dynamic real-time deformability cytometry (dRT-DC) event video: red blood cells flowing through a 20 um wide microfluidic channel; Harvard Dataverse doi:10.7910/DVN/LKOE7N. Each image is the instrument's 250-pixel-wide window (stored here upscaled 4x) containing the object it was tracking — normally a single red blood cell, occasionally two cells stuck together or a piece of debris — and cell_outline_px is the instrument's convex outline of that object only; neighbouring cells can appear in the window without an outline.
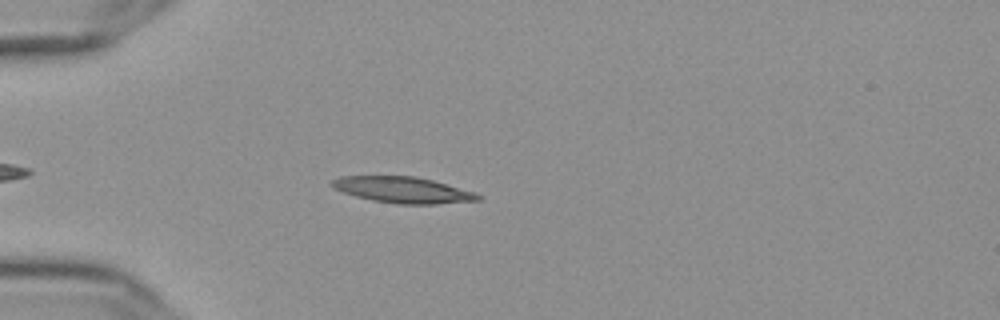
{"species": "Egyptian fruit bat (a non-hibernating species)", "species_latin": "Rousettus aegyptiacus", "temperature_condition": "cold", "stored_images_in_passage": 48, "camera_frame_rate_fps": 3000, "um_per_image_px": 0.085, "frame": {"image": 1, "passage_image": 8, "time_ms": 2.333, "image_size_px": [1000, 320], "cell_outline_px": [[480, 200], [436, 204], [396, 204], [372, 200], [356, 196], [332, 188], [328, 184], [332, 180], [344, 176], [412, 176], [432, 180], [476, 192], [480, 196]], "centroid_in_image_um": [34.23, 16.14], "position_along_channel_um": 50.8, "area_um2": 22.14}}
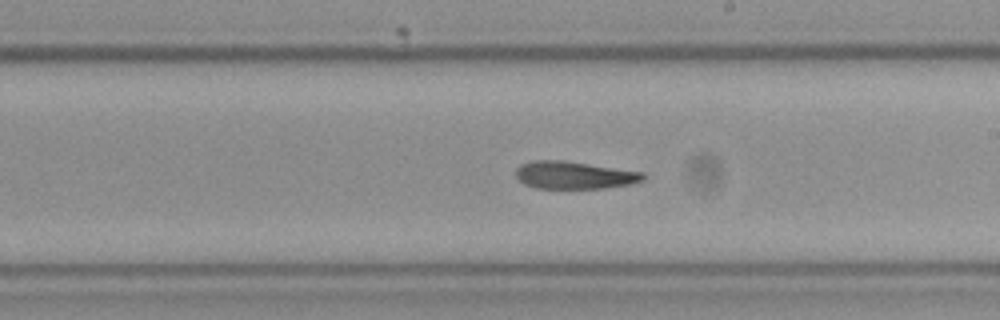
{"frame": {"image": 2, "passage_image": 25, "time_ms": 8.0, "image_size_px": [1000, 320], "cell_outline_px": [[644, 180], [632, 184], [604, 188], [536, 188], [524, 184], [516, 176], [516, 168], [520, 164], [532, 160], [564, 160], [644, 172]], "centroid_in_image_um": [48.8, 14.88], "position_along_channel_um": 240.2, "area_um2": 20.52}}
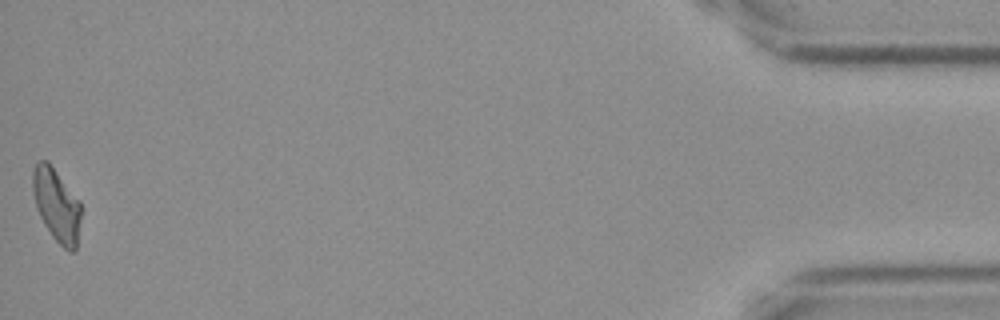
{"frame": {"image": 3, "passage_image": 48, "time_ms": 15.667, "image_size_px": [1000, 320], "cell_outline_px": [[80, 220], [76, 248], [72, 252], [68, 252], [52, 236], [44, 224], [40, 216], [36, 204], [32, 188], [32, 172], [36, 164], [40, 160], [48, 160], [80, 200]], "centroid_in_image_um": [4.81, 17.4], "position_along_channel_um": 430.4, "area_um2": 20.46}, "authors_computed_cell_mechanics": {"area_um2": 20.9236, "velocity_mm_per_s": 3.6228, "shape_relaxation_time_tau1_ms": 8.428, "shape_relaxation_time_tau2_ms": 7.0709, "deformation_change_tau1": 0.2116, "deformation_change_tau2": 0.1695}}